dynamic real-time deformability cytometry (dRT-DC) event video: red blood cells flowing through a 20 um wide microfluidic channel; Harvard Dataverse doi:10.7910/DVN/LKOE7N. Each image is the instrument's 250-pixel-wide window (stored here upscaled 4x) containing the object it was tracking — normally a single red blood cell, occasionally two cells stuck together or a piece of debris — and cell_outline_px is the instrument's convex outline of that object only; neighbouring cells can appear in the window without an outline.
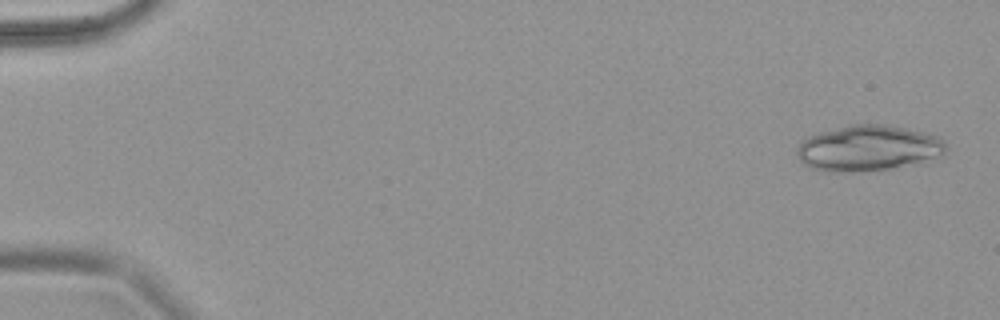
{"species": "common noctule bat (a hibernating species)", "species_latin": "Nyctalus noctula", "temperature_condition": "warm", "stored_images_in_passage": 8, "camera_frame_rate_fps": 3000, "um_per_image_px": 0.085, "animal": {"sex": "female", "body_mass_g": 18.4}, "frame": {"image": 1, "passage_image": 1, "time_ms": 0.0, "image_size_px": [1000, 320], "cell_outline_px": [[948, 148], [940, 156], [888, 168], [840, 172], [832, 172], [812, 168], [804, 164], [800, 160], [796, 152], [796, 148], [804, 140], [820, 132], [848, 124], [884, 124], [904, 128], [936, 136]], "centroid_in_image_um": [73.73, 12.57], "position_along_channel_um": 11.3, "area_um2": 38.67}}